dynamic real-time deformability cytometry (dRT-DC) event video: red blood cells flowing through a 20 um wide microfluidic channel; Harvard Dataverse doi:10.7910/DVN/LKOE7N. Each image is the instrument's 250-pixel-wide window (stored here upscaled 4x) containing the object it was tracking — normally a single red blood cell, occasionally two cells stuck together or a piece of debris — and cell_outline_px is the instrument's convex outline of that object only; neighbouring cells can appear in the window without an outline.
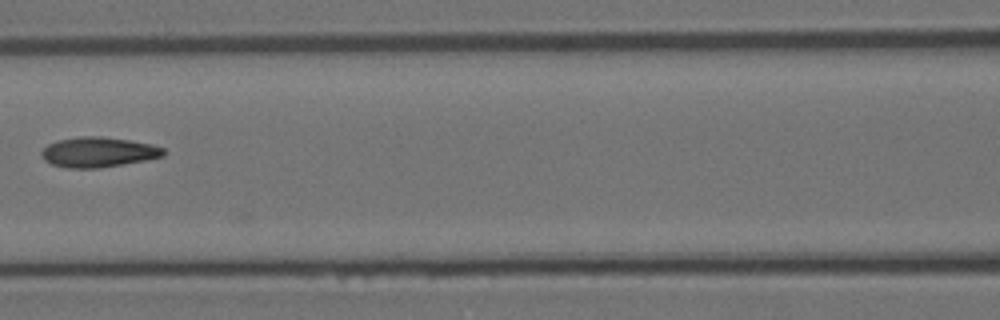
{"species": "Egyptian fruit bat (a non-hibernating species)", "species_latin": "Rousettus aegyptiacus", "temperature_condition": "room temperature", "stored_images_in_passage": 8, "camera_frame_rate_fps": 3000, "um_per_image_px": 0.085, "animal": {"sex": "female"}, "frame": {"image": 1, "passage_image": 7, "time_ms": 2.0, "image_size_px": [1000, 320], "cell_outline_px": [[168, 152], [164, 156], [124, 164], [100, 168], [68, 168], [52, 164], [44, 160], [40, 156], [40, 152], [48, 144], [56, 140], [80, 136], [100, 136], [128, 140], [152, 144], [164, 148]], "centroid_in_image_um": [8.35, 12.93], "position_along_channel_um": 158.2, "area_um2": 21.56}}
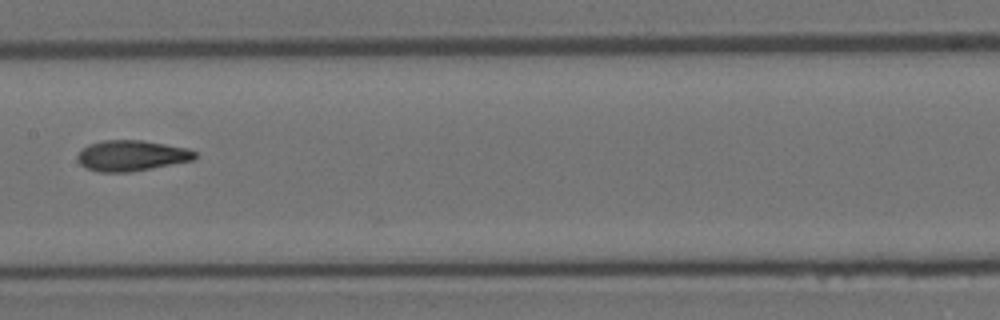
{"frame": {"image": 2, "passage_image": 8, "time_ms": 2.333, "image_size_px": [1000, 320], "cell_outline_px": [[196, 156], [192, 160], [128, 172], [100, 172], [84, 168], [76, 160], [76, 156], [88, 144], [104, 140], [140, 140], [188, 148], [196, 152]], "centroid_in_image_um": [11.12, 13.23], "position_along_channel_um": 196.3, "area_um2": 20.81}}